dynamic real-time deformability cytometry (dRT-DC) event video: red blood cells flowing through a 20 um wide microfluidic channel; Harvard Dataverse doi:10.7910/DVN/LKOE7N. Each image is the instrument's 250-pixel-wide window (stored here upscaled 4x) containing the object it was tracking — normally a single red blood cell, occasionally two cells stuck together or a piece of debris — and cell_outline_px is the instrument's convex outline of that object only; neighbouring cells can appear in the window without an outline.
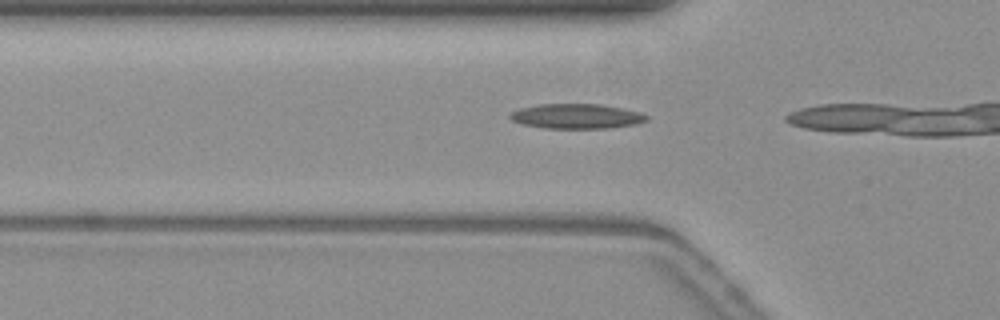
{"species": "common noctule bat (a hibernating species)", "species_latin": "Nyctalus noctula", "temperature_condition": "warm", "stored_images_in_passage": 4, "camera_frame_rate_fps": 3000, "um_per_image_px": 0.085, "animal": {"sex": "female", "body_mass_g": 19.3, "forearm_length_mm": 54.1}, "frame": {"image": 1, "passage_image": 2, "time_ms": 0.333, "image_size_px": [1000, 320], "cell_outline_px": [[648, 120], [636, 124], [608, 128], [544, 128], [524, 124], [512, 120], [508, 116], [512, 112], [520, 108], [540, 104], [600, 104], [640, 112], [648, 116]], "centroid_in_image_um": [49.01, 9.88], "position_along_channel_um": 76.8, "area_um2": 19.59}}